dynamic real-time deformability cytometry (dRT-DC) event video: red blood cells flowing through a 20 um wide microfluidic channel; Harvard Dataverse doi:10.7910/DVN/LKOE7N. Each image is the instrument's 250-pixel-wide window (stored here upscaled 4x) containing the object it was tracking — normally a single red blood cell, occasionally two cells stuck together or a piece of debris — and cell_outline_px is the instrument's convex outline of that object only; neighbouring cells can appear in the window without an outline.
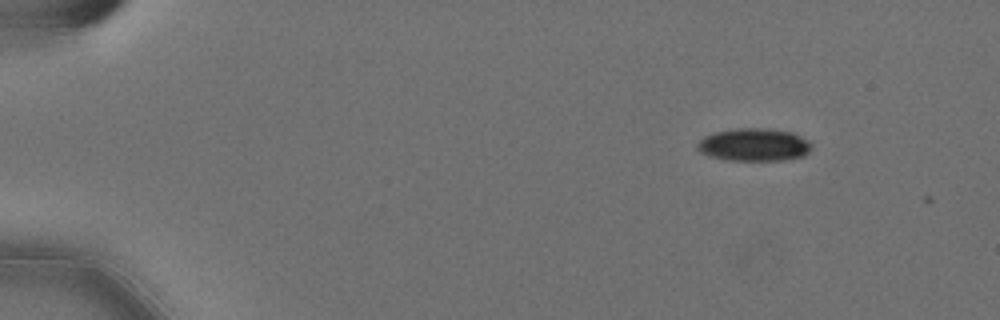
{"species": "Egyptian fruit bat (a non-hibernating species)", "species_latin": "Rousettus aegyptiacus", "temperature_condition": "cold", "stored_images_in_passage": 2, "camera_frame_rate_fps": 3000, "um_per_image_px": 0.085, "animal": {"sex": "female"}, "frame": {"image": 1, "passage_image": 1, "time_ms": 0.0, "image_size_px": [1000, 320], "cell_outline_px": [[812, 148], [804, 156], [784, 160], [728, 160], [712, 156], [700, 152], [696, 148], [696, 144], [704, 136], [712, 132], [736, 128], [768, 128], [792, 132], [808, 140], [812, 144]], "centroid_in_image_um": [64.09, 12.29], "position_along_channel_um": 20.9, "area_um2": 21.96}}